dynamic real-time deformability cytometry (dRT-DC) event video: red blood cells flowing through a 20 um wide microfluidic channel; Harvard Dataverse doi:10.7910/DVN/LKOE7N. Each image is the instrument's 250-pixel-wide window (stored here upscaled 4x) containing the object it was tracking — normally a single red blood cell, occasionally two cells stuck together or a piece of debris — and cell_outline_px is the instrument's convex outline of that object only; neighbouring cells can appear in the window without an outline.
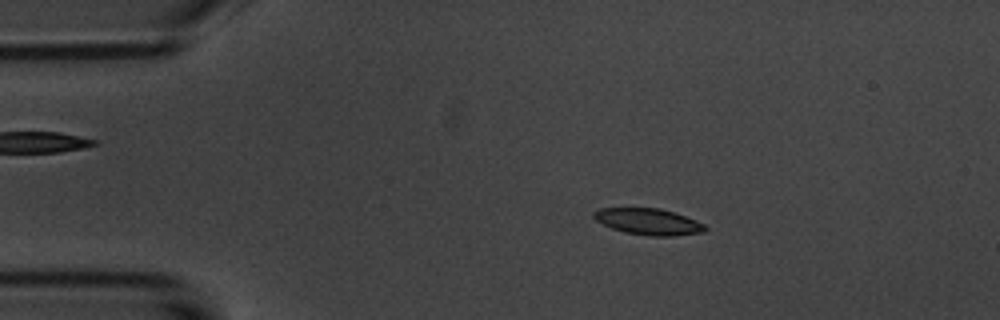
{"species": "common noctule bat (a hibernating species)", "species_latin": "Nyctalus noctula", "temperature_condition": "room temperature", "stored_images_in_passage": 8, "camera_frame_rate_fps": 3000, "um_per_image_px": 0.085, "animal": {"sex": "male", "body_mass_g": 20.1, "forearm_length_mm": 53.5}, "frame": {"image": 1, "passage_image": 2, "time_ms": 1.0, "image_size_px": [1000, 320], "cell_outline_px": [[708, 228], [704, 232], [672, 236], [648, 236], [624, 232], [612, 228], [596, 220], [592, 216], [592, 212], [600, 208], [660, 208], [696, 220], [704, 224]], "centroid_in_image_um": [55.11, 18.84], "position_along_channel_um": 29.9, "area_um2": 17.05}}
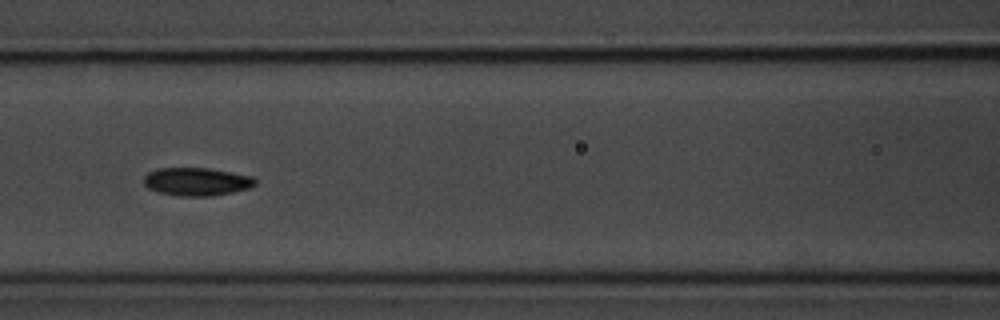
{"frame": {"image": 2, "passage_image": 6, "time_ms": 5.667, "image_size_px": [1000, 320], "cell_outline_px": [[256, 184], [252, 188], [212, 196], [180, 196], [160, 192], [148, 188], [144, 184], [144, 176], [148, 172], [160, 168], [212, 168], [252, 176], [256, 180]], "centroid_in_image_um": [16.75, 15.43], "position_along_channel_um": 149.8, "area_um2": 18.32}}
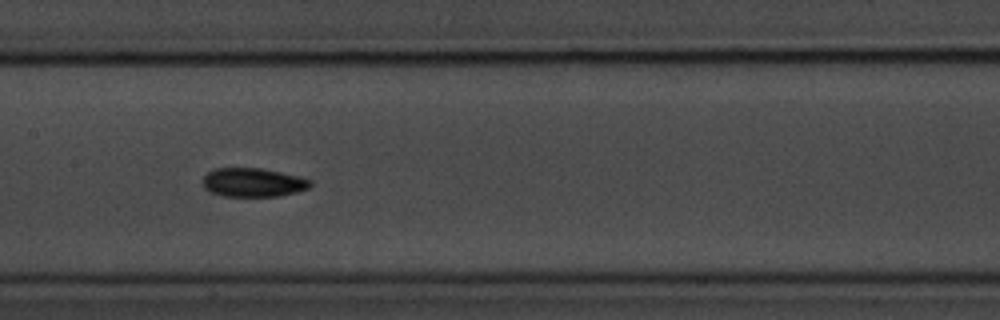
{"frame": {"image": 3, "passage_image": 7, "time_ms": 6.667, "image_size_px": [1000, 320], "cell_outline_px": [[312, 184], [308, 188], [296, 192], [280, 196], [224, 196], [212, 192], [204, 188], [200, 180], [212, 168], [260, 168], [304, 176], [312, 180]], "centroid_in_image_um": [21.52, 15.49], "position_along_channel_um": 185.9, "area_um2": 18.38}}